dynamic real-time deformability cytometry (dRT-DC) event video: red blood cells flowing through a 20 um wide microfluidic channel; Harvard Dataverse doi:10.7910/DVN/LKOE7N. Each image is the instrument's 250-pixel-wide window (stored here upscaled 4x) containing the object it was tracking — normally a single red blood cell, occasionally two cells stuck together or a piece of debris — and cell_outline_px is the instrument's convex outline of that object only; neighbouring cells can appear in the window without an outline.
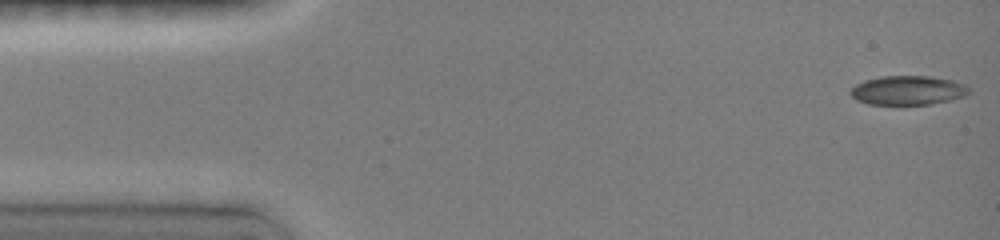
{"species": "common noctule bat (a hibernating species)", "species_latin": "Nyctalus noctula", "temperature_condition": "room temperature", "stored_images_in_passage": 11, "camera_frame_rate_fps": 3000, "um_per_image_px": 0.085, "animal": {"sex": "female", "body_mass_g": 19.0, "forearm_length_mm": 51.5}, "frame": {"image": 1, "passage_image": 1, "time_ms": 0.0, "image_size_px": [1000, 240], "cell_outline_px": [[972, 92], [964, 96], [932, 104], [868, 104], [856, 100], [848, 92], [856, 84], [864, 80], [880, 76], [932, 76], [952, 80], [964, 84]], "centroid_in_image_um": [77.15, 7.67], "position_along_channel_um": 7.8, "area_um2": 20.17}}